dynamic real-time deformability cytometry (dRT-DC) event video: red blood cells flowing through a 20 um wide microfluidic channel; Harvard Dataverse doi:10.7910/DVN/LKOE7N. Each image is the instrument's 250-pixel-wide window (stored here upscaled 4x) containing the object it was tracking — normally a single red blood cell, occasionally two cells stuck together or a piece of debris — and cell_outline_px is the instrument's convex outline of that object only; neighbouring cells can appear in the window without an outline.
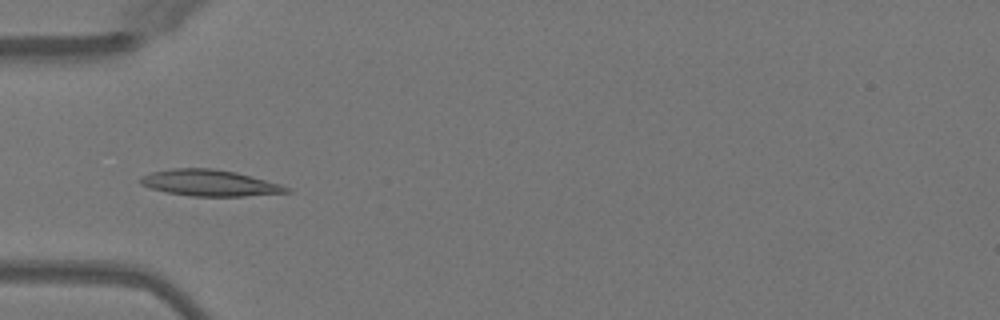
{"species": "Egyptian fruit bat (a non-hibernating species)", "species_latin": "Rousettus aegyptiacus", "temperature_condition": "warm", "stored_images_in_passage": 42, "camera_frame_rate_fps": 3000, "um_per_image_px": 0.085, "animal": {"sex": "female"}, "frame": {"image": 1, "passage_image": 8, "time_ms": 2.333, "image_size_px": [1000, 320], "cell_outline_px": [[292, 192], [244, 196], [192, 196], [168, 192], [152, 188], [140, 184], [140, 176], [152, 172], [172, 168], [212, 168], [236, 172], [252, 176], [280, 184], [288, 188]], "centroid_in_image_um": [17.82, 15.54], "position_along_channel_um": 67.2, "area_um2": 22.2}}
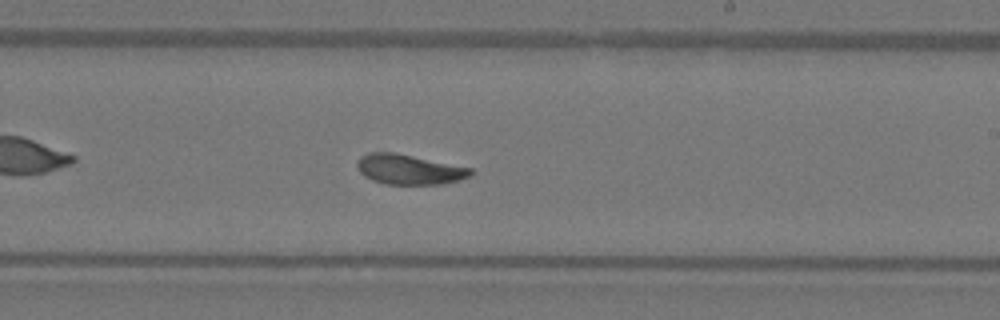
{"frame": {"image": 2, "passage_image": 22, "time_ms": 7.0, "image_size_px": [1000, 320], "cell_outline_px": [[472, 176], [460, 180], [440, 184], [384, 184], [372, 180], [364, 176], [360, 172], [356, 164], [356, 160], [360, 156], [368, 152], [392, 152], [472, 168]], "centroid_in_image_um": [34.74, 14.4], "position_along_channel_um": 254.3, "area_um2": 19.83}}
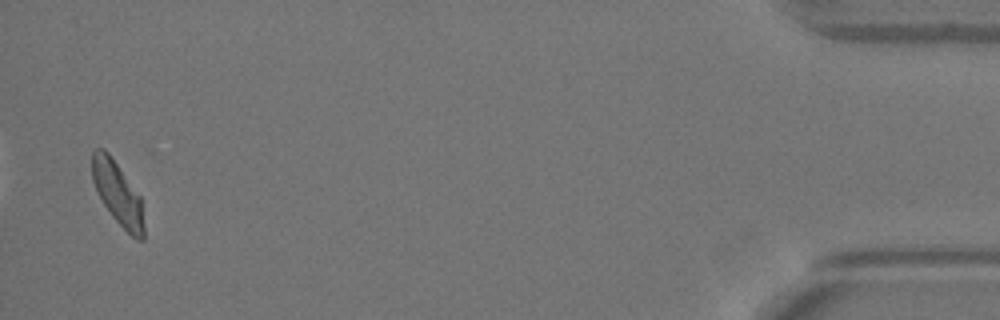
{"frame": {"image": 3, "passage_image": 41, "time_ms": 13.333, "image_size_px": [1000, 320], "cell_outline_px": [[144, 240], [136, 240], [112, 216], [104, 204], [92, 180], [92, 152], [96, 148], [104, 148], [108, 152], [140, 196], [144, 228]], "centroid_in_image_um": [10.0, 16.43], "position_along_channel_um": 425.2, "area_um2": 18.61}, "authors_computed_cell_mechanics": {"area_um2": 19.941, "velocity_mm_per_s": 4.0152, "shape_relaxation_time_tau1_ms": 3.9012, "shape_relaxation_time_tau2_ms": 2.0006, "deformation_change_tau1": 0.1321, "deformation_change_tau2": 0.0561}}